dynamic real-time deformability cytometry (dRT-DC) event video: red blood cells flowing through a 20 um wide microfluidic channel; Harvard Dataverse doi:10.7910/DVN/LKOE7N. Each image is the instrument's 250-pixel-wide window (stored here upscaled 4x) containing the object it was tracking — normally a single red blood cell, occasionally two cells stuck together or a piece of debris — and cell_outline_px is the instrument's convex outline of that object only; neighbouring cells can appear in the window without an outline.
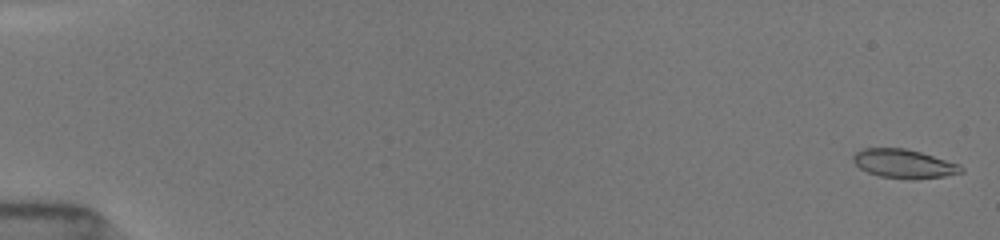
{"species": "common noctule bat (a hibernating species)", "species_latin": "Nyctalus noctula", "temperature_condition": "room temperature", "stored_images_in_passage": 79, "segment_of_instrument_passage": [1, 2], "camera_frame_rate_fps": 3000, "um_per_image_px": 0.085, "animal": {"sex": "female", "body_mass_g": 19.5, "forearm_length_mm": 54.1}, "frame": {"image": 1, "passage_image": 1, "time_ms": 0.0, "image_size_px": [1000, 240], "cell_outline_px": [[964, 172], [944, 176], [880, 176], [868, 172], [860, 168], [852, 160], [852, 156], [856, 152], [864, 148], [904, 148], [920, 152], [960, 164], [964, 168]], "centroid_in_image_um": [76.81, 13.86], "position_along_channel_um": 8.2, "area_um2": 17.22}}
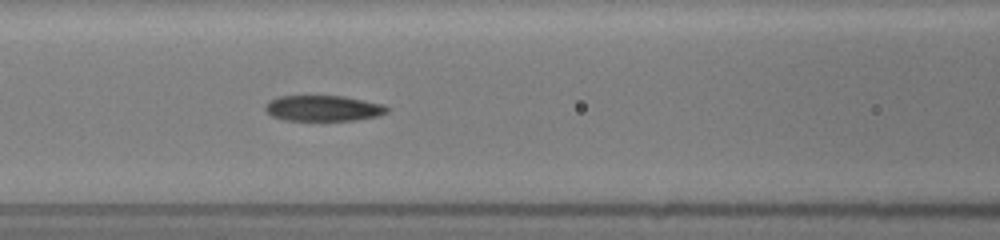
{"frame": {"image": 2, "passage_image": 40, "time_ms": 7.667, "image_size_px": [1000, 240], "cell_outline_px": [[388, 112], [376, 116], [356, 120], [284, 120], [272, 116], [264, 108], [264, 104], [268, 100], [276, 96], [344, 96], [384, 104], [388, 108]], "centroid_in_image_um": [27.44, 9.19], "position_along_channel_um": 139.2, "area_um2": 18.32}}
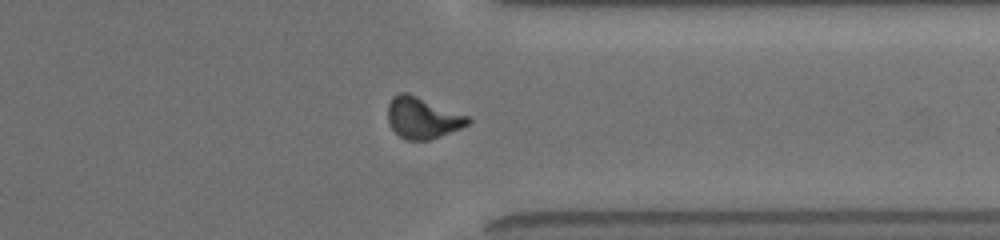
{"frame": {"image": 3, "passage_image": 66, "time_ms": 13.667, "image_size_px": [1000, 240], "cell_outline_px": [[472, 120], [468, 124], [460, 128], [440, 136], [428, 140], [404, 140], [388, 124], [388, 104], [392, 96], [400, 92], [408, 92], [468, 116]], "centroid_in_image_um": [35.88, 10.01], "position_along_channel_um": 375.5, "area_um2": 19.25}}